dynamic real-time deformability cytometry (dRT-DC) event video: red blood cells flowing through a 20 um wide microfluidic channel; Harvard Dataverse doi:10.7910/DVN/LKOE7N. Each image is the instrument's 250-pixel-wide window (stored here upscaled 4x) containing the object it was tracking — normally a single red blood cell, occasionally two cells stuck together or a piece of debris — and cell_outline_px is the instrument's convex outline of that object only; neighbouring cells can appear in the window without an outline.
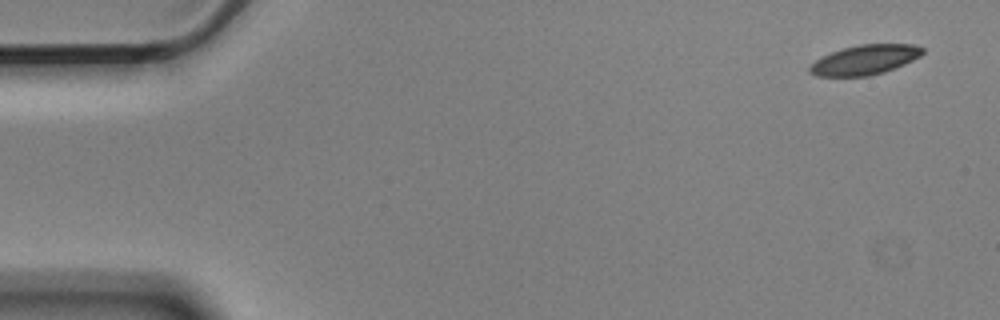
{"species": "Egyptian fruit bat (a non-hibernating species)", "species_latin": "Rousettus aegyptiacus", "temperature_condition": "cold", "stored_images_in_passage": 5, "camera_frame_rate_fps": 3000, "um_per_image_px": 0.085, "animal": {"sex": "male"}, "frame": {"image": 1, "passage_image": 1, "time_ms": 0.0, "image_size_px": [1000, 320], "cell_outline_px": [[924, 52], [920, 56], [904, 64], [884, 72], [868, 76], [816, 76], [808, 72], [808, 68], [816, 60], [832, 52], [844, 48], [860, 44], [912, 44], [924, 48]], "centroid_in_image_um": [73.52, 5.09], "position_along_channel_um": 11.5, "area_um2": 19.36}}
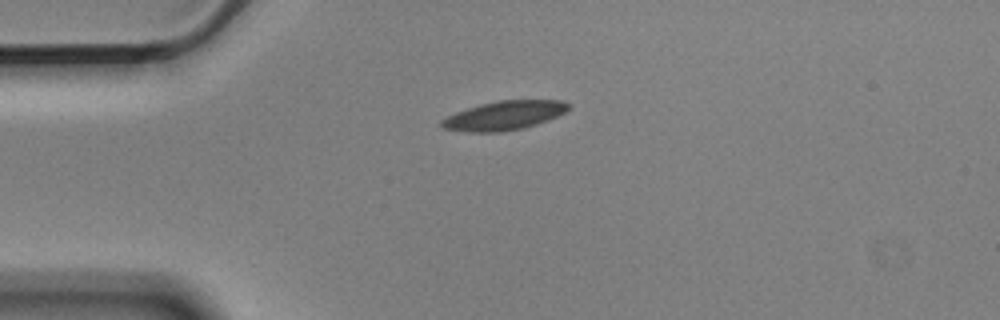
{"frame": {"image": 2, "passage_image": 4, "time_ms": 1.0, "image_size_px": [1000, 320], "cell_outline_px": [[568, 108], [564, 112], [548, 120], [524, 128], [500, 132], [468, 132], [444, 128], [440, 124], [440, 120], [456, 112], [480, 104], [496, 100], [564, 100], [568, 104]], "centroid_in_image_um": [42.84, 9.81], "position_along_channel_um": 42.2, "area_um2": 21.33}}
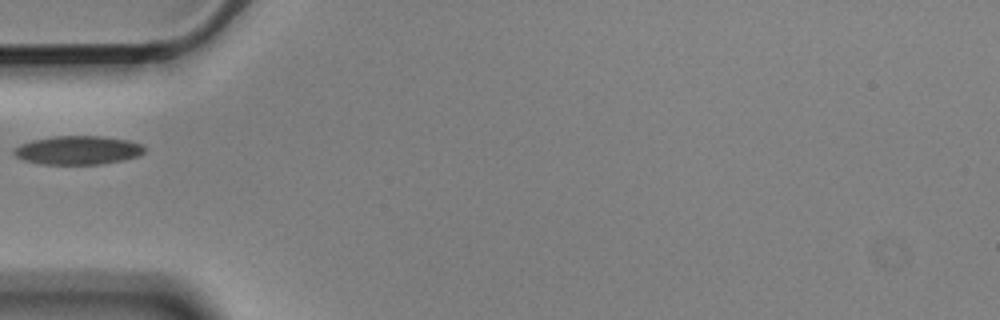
{"frame": {"image": 3, "passage_image": 5, "time_ms": 1.333, "image_size_px": [1000, 320], "cell_outline_px": [[144, 152], [140, 156], [124, 160], [100, 164], [40, 164], [24, 160], [16, 156], [12, 152], [12, 148], [20, 144], [32, 140], [56, 136], [100, 136], [128, 140], [140, 144], [144, 148]], "centroid_in_image_um": [6.6, 12.77], "position_along_channel_um": 78.4, "area_um2": 21.85}}